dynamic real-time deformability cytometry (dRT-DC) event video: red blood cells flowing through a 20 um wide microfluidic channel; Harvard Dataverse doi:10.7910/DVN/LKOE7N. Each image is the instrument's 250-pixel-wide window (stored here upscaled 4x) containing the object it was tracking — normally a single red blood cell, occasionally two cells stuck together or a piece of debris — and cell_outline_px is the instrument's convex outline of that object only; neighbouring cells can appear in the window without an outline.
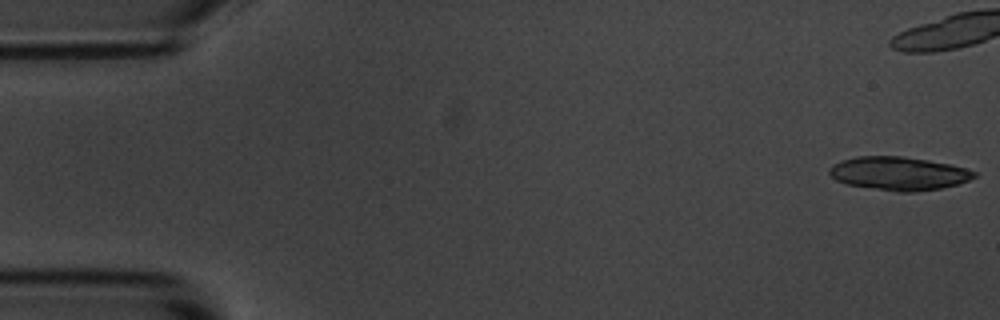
{"species": "common noctule bat (a hibernating species)", "species_latin": "Nyctalus noctula", "temperature_condition": "room temperature", "stored_images_in_passage": 6, "segment_of_instrument_passage": [1, 2], "camera_frame_rate_fps": 3000, "um_per_image_px": 0.085, "animal": {"sex": "male", "body_mass_g": 20.1, "forearm_length_mm": 53.5}, "frame": {"image": 1, "passage_image": 1, "time_ms": 0.0, "image_size_px": [1000, 320], "cell_outline_px": [[976, 176], [968, 180], [956, 184], [940, 188], [916, 192], [896, 192], [848, 184], [836, 180], [828, 172], [828, 168], [832, 164], [840, 160], [856, 156], [900, 156], [928, 160], [952, 164], [976, 172]], "centroid_in_image_um": [76.36, 14.73], "position_along_channel_um": 8.6, "area_um2": 28.21}}